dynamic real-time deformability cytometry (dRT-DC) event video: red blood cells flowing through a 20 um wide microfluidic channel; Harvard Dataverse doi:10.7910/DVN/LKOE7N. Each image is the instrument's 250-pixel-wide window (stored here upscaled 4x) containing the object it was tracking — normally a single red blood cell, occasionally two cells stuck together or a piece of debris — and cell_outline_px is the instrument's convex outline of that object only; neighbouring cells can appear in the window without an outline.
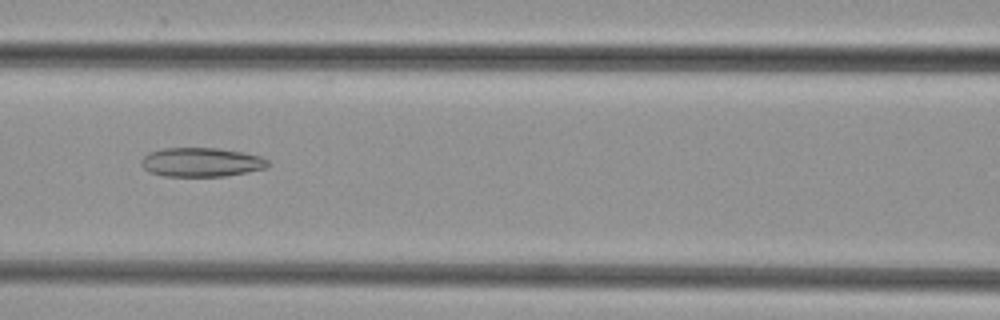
{"species": "common noctule bat (a hibernating species)", "species_latin": "Nyctalus noctula", "temperature_condition": "cold", "stored_images_in_passage": 49, "camera_frame_rate_fps": 3000, "um_per_image_px": 0.085, "animal": {"sex": "female", "body_mass_g": 29.2, "forearm_length_mm": 56.3}, "frame": {"image": 1, "passage_image": 22, "time_ms": 7.0, "image_size_px": [1000, 320], "cell_outline_px": [[272, 164], [264, 168], [224, 176], [164, 176], [148, 172], [140, 164], [140, 160], [148, 152], [164, 148], [216, 148], [244, 152], [260, 156], [268, 160]], "centroid_in_image_um": [17.08, 13.78], "position_along_channel_um": 149.5, "area_um2": 21.5}}
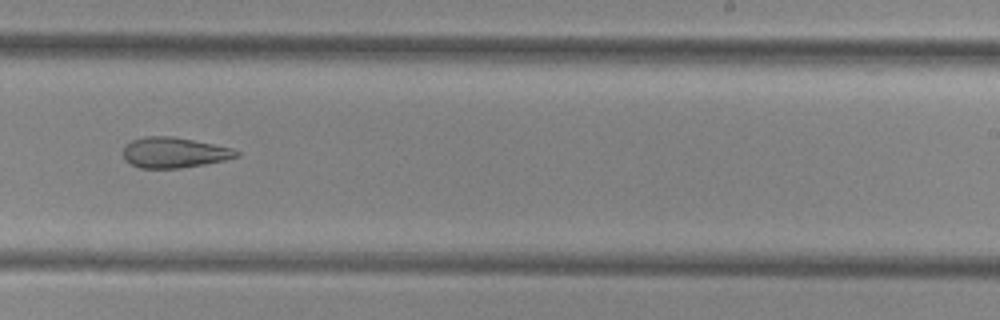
{"frame": {"image": 2, "passage_image": 31, "time_ms": 10.0, "image_size_px": [1000, 320], "cell_outline_px": [[240, 156], [224, 160], [204, 164], [180, 168], [140, 168], [124, 160], [124, 144], [132, 140], [144, 136], [172, 136], [232, 148], [240, 152]], "centroid_in_image_um": [14.78, 12.96], "position_along_channel_um": 274.2, "area_um2": 20.06}}
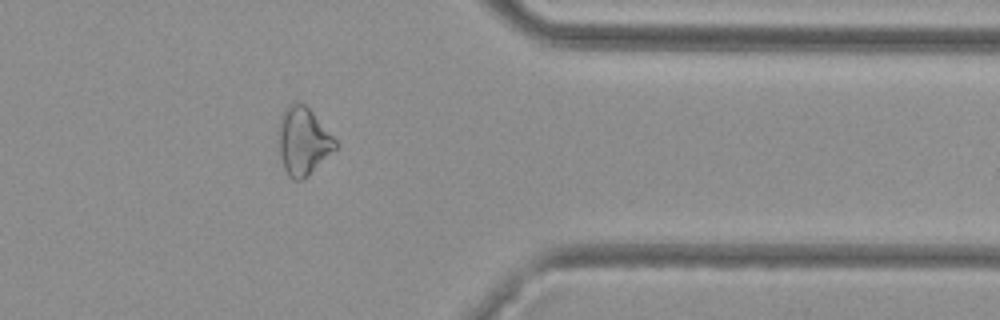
{"frame": {"image": 3, "passage_image": 40, "time_ms": 13.0, "image_size_px": [1000, 320], "cell_outline_px": [[340, 144], [308, 176], [300, 180], [292, 180], [288, 176], [284, 168], [280, 152], [276, 132], [280, 116], [284, 108], [288, 104], [296, 100], [300, 100], [312, 112]], "centroid_in_image_um": [25.73, 11.96], "position_along_channel_um": 385.7, "area_um2": 22.77}}